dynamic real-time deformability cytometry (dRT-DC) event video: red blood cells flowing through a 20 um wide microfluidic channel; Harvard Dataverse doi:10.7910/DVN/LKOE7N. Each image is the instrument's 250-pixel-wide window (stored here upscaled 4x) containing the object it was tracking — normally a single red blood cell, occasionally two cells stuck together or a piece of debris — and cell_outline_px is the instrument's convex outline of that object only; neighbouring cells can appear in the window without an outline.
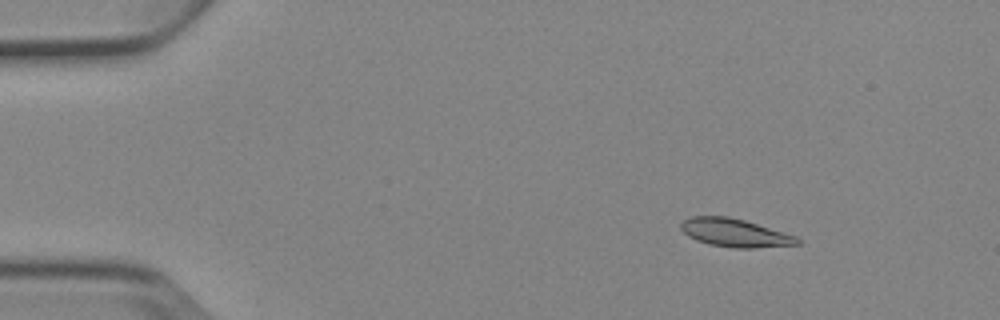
{"species": "Egyptian fruit bat (a non-hibernating species)", "species_latin": "Rousettus aegyptiacus", "temperature_condition": "cold", "stored_images_in_passage": 8, "camera_frame_rate_fps": 3000, "um_per_image_px": 0.085, "animal": {"sex": "female"}, "frame": {"image": 1, "passage_image": 3, "time_ms": 2.333, "image_size_px": [1000, 320], "cell_outline_px": [[800, 244], [756, 248], [732, 248], [708, 244], [696, 240], [688, 236], [680, 228], [680, 224], [688, 216], [728, 216], [744, 220], [796, 236], [800, 240]], "centroid_in_image_um": [62.43, 19.79], "position_along_channel_um": 22.6, "area_um2": 19.13}}
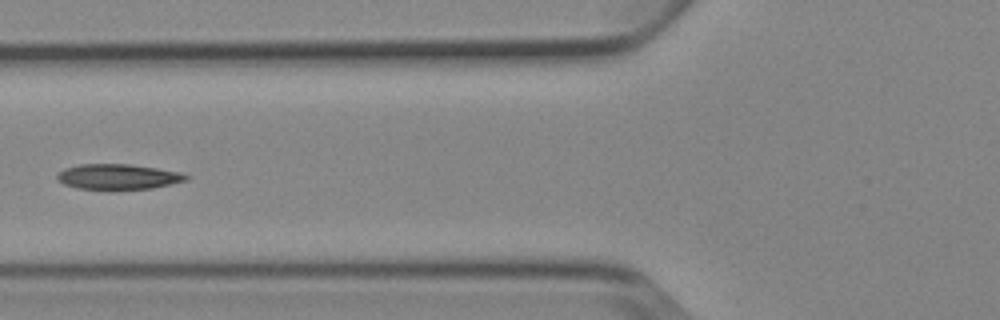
{"frame": {"image": 2, "passage_image": 7, "time_ms": 7.0, "image_size_px": [1000, 320], "cell_outline_px": [[188, 180], [152, 188], [112, 192], [76, 188], [64, 184], [56, 180], [56, 176], [64, 168], [80, 164], [128, 164], [156, 168], [180, 172], [188, 176]], "centroid_in_image_um": [9.99, 15.06], "position_along_channel_um": 115.8, "area_um2": 19.71}}
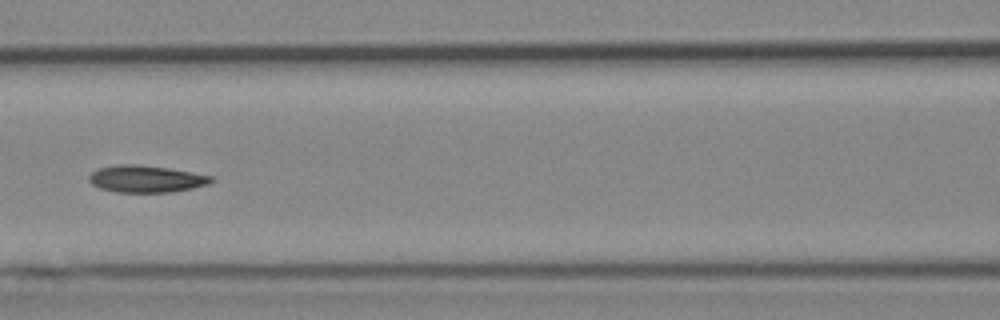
{"frame": {"image": 3, "passage_image": 8, "time_ms": 8.0, "image_size_px": [1000, 320], "cell_outline_px": [[216, 180], [208, 184], [192, 188], [172, 192], [116, 192], [100, 188], [92, 184], [88, 180], [88, 176], [92, 172], [100, 168], [116, 164], [136, 164], [168, 168], [216, 176]], "centroid_in_image_um": [12.45, 15.2], "position_along_channel_um": 154.1, "area_um2": 19.36}}